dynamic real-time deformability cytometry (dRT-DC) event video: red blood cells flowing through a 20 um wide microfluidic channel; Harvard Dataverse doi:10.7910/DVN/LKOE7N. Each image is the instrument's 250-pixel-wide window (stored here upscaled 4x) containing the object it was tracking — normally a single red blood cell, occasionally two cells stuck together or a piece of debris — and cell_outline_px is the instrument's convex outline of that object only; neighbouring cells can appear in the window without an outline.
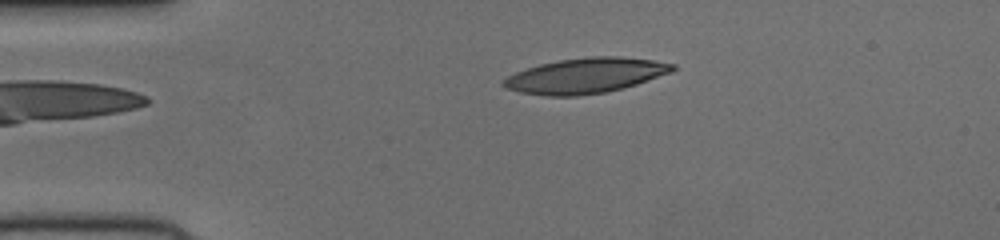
{"species": "human", "species_latin": "Homo sapiens", "temperature_condition": "cold", "stored_images_in_passage": 42, "camera_frame_rate_fps": 3000, "um_per_image_px": 0.085, "donor": {"sex": "female"}, "frame": {"image": 1, "passage_image": 2, "time_ms": 0.333, "image_size_px": [1000, 240], "cell_outline_px": [[676, 68], [668, 72], [636, 84], [604, 92], [572, 96], [552, 96], [524, 92], [508, 88], [500, 84], [508, 76], [516, 72], [540, 64], [560, 60], [592, 56], [620, 56], [652, 60], [676, 64]], "centroid_in_image_um": [49.77, 6.41], "position_along_channel_um": 35.2, "area_um2": 33.87}}
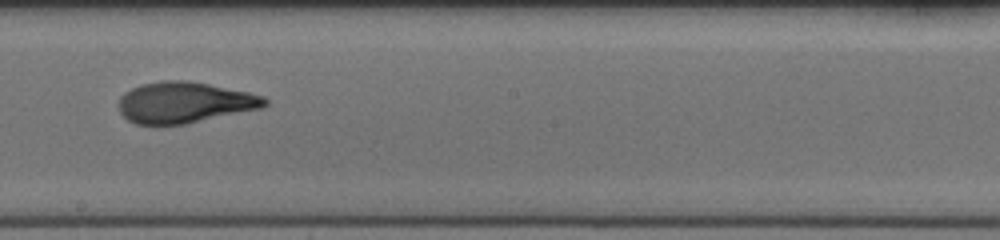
{"frame": {"image": 2, "passage_image": 20, "time_ms": 6.333, "image_size_px": [1000, 240], "cell_outline_px": [[268, 104], [260, 108], [184, 124], [156, 128], [136, 124], [128, 120], [120, 112], [120, 96], [124, 92], [140, 84], [160, 80], [188, 80], [248, 92], [264, 96], [268, 100]], "centroid_in_image_um": [15.62, 8.73], "position_along_channel_um": 232.6, "area_um2": 35.37}}
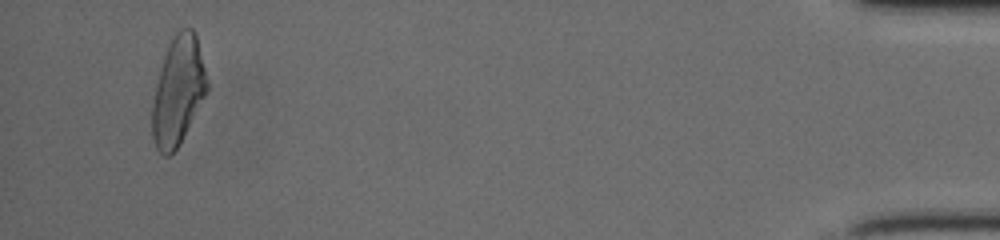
{"frame": {"image": 3, "passage_image": 40, "time_ms": 13.0, "image_size_px": [1000, 240], "cell_outline_px": [[208, 88], [204, 96], [176, 148], [168, 156], [164, 156], [156, 148], [152, 136], [152, 108], [156, 84], [164, 56], [172, 36], [180, 28], [192, 28], [196, 32], [208, 84]], "centroid_in_image_um": [15.12, 7.67], "position_along_channel_um": 420.1, "area_um2": 33.87}}